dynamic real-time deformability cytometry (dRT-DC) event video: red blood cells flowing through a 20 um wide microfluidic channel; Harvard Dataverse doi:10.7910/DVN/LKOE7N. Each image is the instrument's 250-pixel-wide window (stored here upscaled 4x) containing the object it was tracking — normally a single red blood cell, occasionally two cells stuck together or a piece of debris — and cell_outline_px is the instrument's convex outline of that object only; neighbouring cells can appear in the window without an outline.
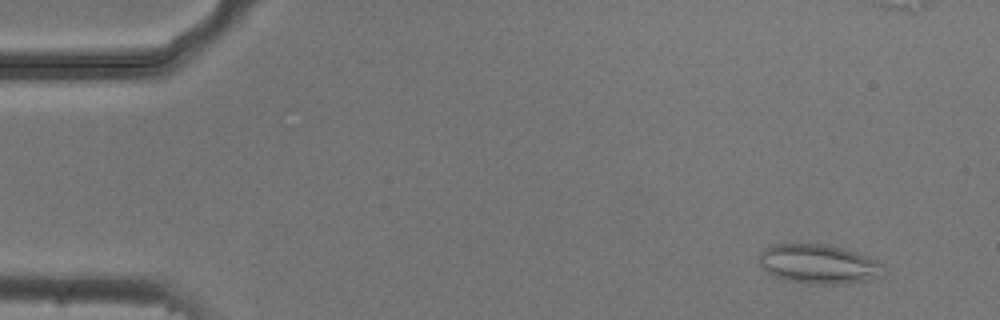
{"species": "common noctule bat (a hibernating species)", "species_latin": "Nyctalus noctula", "temperature_condition": "cold", "stored_images_in_passage": 56, "segment_of_instrument_passage": [1, 2], "camera_frame_rate_fps": 3000, "um_per_image_px": 0.085, "animal": {"sex": "male", "body_mass_g": 20.5, "forearm_length_mm": 52.5}, "frame": {"image": 1, "passage_image": 5, "time_ms": 1.333, "image_size_px": [1000, 320], "cell_outline_px": [[884, 276], [868, 280], [848, 284], [808, 284], [784, 280], [760, 268], [760, 252], [764, 248], [772, 244], [828, 244], [844, 248], [856, 252], [876, 260], [884, 268]], "centroid_in_image_um": [69.59, 22.45], "position_along_channel_um": 15.4, "area_um2": 28.84}}
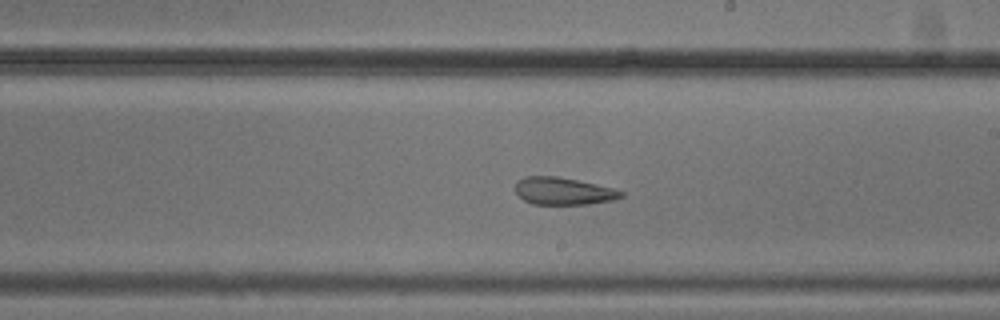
{"frame": {"image": 2, "passage_image": 32, "time_ms": 10.333, "image_size_px": [1000, 320], "cell_outline_px": [[624, 196], [612, 200], [588, 204], [532, 204], [524, 200], [516, 192], [516, 180], [524, 176], [556, 176], [596, 184], [612, 188], [624, 192]], "centroid_in_image_um": [47.86, 16.24], "position_along_channel_um": 241.1, "area_um2": 16.76}}
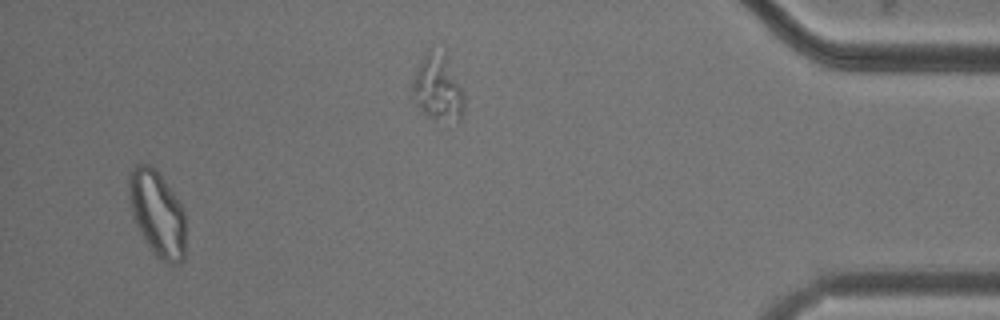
{"frame": {"image": 3, "passage_image": 53, "time_ms": 17.333, "image_size_px": [1000, 320], "cell_outline_px": [[184, 260], [180, 264], [168, 264], [160, 260], [156, 256], [140, 232], [132, 216], [128, 188], [128, 176], [132, 168], [136, 164], [148, 164], [156, 168], [180, 204], [184, 212]], "centroid_in_image_um": [13.35, 18.15], "position_along_channel_um": 421.9, "area_um2": 28.21}}